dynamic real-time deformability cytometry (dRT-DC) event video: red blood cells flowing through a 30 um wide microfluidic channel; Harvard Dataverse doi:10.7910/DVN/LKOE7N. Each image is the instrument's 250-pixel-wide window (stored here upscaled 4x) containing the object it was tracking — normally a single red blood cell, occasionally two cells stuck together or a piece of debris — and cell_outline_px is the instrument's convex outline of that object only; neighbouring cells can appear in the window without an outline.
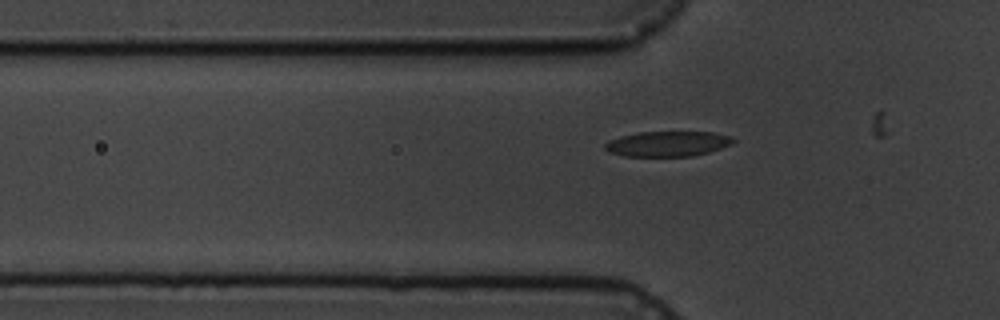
{"species": "common noctule bat (a hibernating species)", "species_latin": "Nyctalus noctula", "temperature_condition": "cold", "stored_images_in_passage": 5, "segment_of_instrument_passage": [2, 2], "camera_frame_rate_fps": 3000, "um_per_image_px": 0.085, "animal": {"sex": "male", "body_mass_g": 19.5, "forearm_length_mm": 54.6}, "frame": {"image": 1, "passage_image": 5, "time_ms": 5.667, "image_size_px": [1000, 320], "cell_outline_px": [[736, 140], [732, 144], [708, 152], [692, 156], [624, 156], [608, 152], [604, 148], [604, 144], [608, 140], [620, 136], [640, 132], [712, 132], [732, 136]], "centroid_in_image_um": [56.73, 12.22], "position_along_channel_um": 69.1, "area_um2": 18.9}}